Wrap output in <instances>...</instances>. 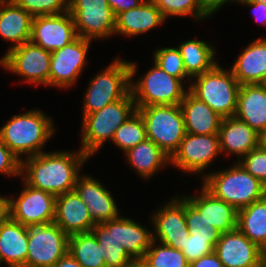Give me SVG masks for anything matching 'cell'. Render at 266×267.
<instances>
[{
	"instance_id": "42",
	"label": "cell",
	"mask_w": 266,
	"mask_h": 267,
	"mask_svg": "<svg viewBox=\"0 0 266 267\" xmlns=\"http://www.w3.org/2000/svg\"><path fill=\"white\" fill-rule=\"evenodd\" d=\"M21 161L0 140V174L20 177Z\"/></svg>"
},
{
	"instance_id": "12",
	"label": "cell",
	"mask_w": 266,
	"mask_h": 267,
	"mask_svg": "<svg viewBox=\"0 0 266 267\" xmlns=\"http://www.w3.org/2000/svg\"><path fill=\"white\" fill-rule=\"evenodd\" d=\"M219 135H194L186 133L178 150L170 158V165L185 174H201L205 178V171L217 156H221Z\"/></svg>"
},
{
	"instance_id": "5",
	"label": "cell",
	"mask_w": 266,
	"mask_h": 267,
	"mask_svg": "<svg viewBox=\"0 0 266 267\" xmlns=\"http://www.w3.org/2000/svg\"><path fill=\"white\" fill-rule=\"evenodd\" d=\"M136 110L135 100L129 92L124 98L84 116L81 121L80 149L92 158L107 140L112 141L117 128Z\"/></svg>"
},
{
	"instance_id": "24",
	"label": "cell",
	"mask_w": 266,
	"mask_h": 267,
	"mask_svg": "<svg viewBox=\"0 0 266 267\" xmlns=\"http://www.w3.org/2000/svg\"><path fill=\"white\" fill-rule=\"evenodd\" d=\"M235 117L248 124L260 136L266 131V87L264 84L240 86Z\"/></svg>"
},
{
	"instance_id": "47",
	"label": "cell",
	"mask_w": 266,
	"mask_h": 267,
	"mask_svg": "<svg viewBox=\"0 0 266 267\" xmlns=\"http://www.w3.org/2000/svg\"><path fill=\"white\" fill-rule=\"evenodd\" d=\"M51 267H82L69 252Z\"/></svg>"
},
{
	"instance_id": "3",
	"label": "cell",
	"mask_w": 266,
	"mask_h": 267,
	"mask_svg": "<svg viewBox=\"0 0 266 267\" xmlns=\"http://www.w3.org/2000/svg\"><path fill=\"white\" fill-rule=\"evenodd\" d=\"M230 167L216 172H206L202 185L216 198L237 210L266 195V186L249 174L239 162L236 161Z\"/></svg>"
},
{
	"instance_id": "28",
	"label": "cell",
	"mask_w": 266,
	"mask_h": 267,
	"mask_svg": "<svg viewBox=\"0 0 266 267\" xmlns=\"http://www.w3.org/2000/svg\"><path fill=\"white\" fill-rule=\"evenodd\" d=\"M125 160L129 163V167L135 173L143 178L142 180H149L163 167L170 165V157L159 148L152 140L145 139L130 148L124 153Z\"/></svg>"
},
{
	"instance_id": "39",
	"label": "cell",
	"mask_w": 266,
	"mask_h": 267,
	"mask_svg": "<svg viewBox=\"0 0 266 267\" xmlns=\"http://www.w3.org/2000/svg\"><path fill=\"white\" fill-rule=\"evenodd\" d=\"M185 219L189 235L200 238H220L221 232L206 223L200 212L185 198Z\"/></svg>"
},
{
	"instance_id": "6",
	"label": "cell",
	"mask_w": 266,
	"mask_h": 267,
	"mask_svg": "<svg viewBox=\"0 0 266 267\" xmlns=\"http://www.w3.org/2000/svg\"><path fill=\"white\" fill-rule=\"evenodd\" d=\"M240 86L232 71L219 63L188 83L189 91L222 118L235 116Z\"/></svg>"
},
{
	"instance_id": "7",
	"label": "cell",
	"mask_w": 266,
	"mask_h": 267,
	"mask_svg": "<svg viewBox=\"0 0 266 267\" xmlns=\"http://www.w3.org/2000/svg\"><path fill=\"white\" fill-rule=\"evenodd\" d=\"M130 92L129 61L116 57L102 71L92 76L83 94L82 116L101 110Z\"/></svg>"
},
{
	"instance_id": "41",
	"label": "cell",
	"mask_w": 266,
	"mask_h": 267,
	"mask_svg": "<svg viewBox=\"0 0 266 267\" xmlns=\"http://www.w3.org/2000/svg\"><path fill=\"white\" fill-rule=\"evenodd\" d=\"M219 239L220 238H200L189 235L181 251L185 255L188 263H191L212 253Z\"/></svg>"
},
{
	"instance_id": "2",
	"label": "cell",
	"mask_w": 266,
	"mask_h": 267,
	"mask_svg": "<svg viewBox=\"0 0 266 267\" xmlns=\"http://www.w3.org/2000/svg\"><path fill=\"white\" fill-rule=\"evenodd\" d=\"M56 131L53 119L38 109L14 114L0 127V140L20 160L43 153ZM25 155V157H24Z\"/></svg>"
},
{
	"instance_id": "22",
	"label": "cell",
	"mask_w": 266,
	"mask_h": 267,
	"mask_svg": "<svg viewBox=\"0 0 266 267\" xmlns=\"http://www.w3.org/2000/svg\"><path fill=\"white\" fill-rule=\"evenodd\" d=\"M28 227L8 215L0 222V261L7 267H26Z\"/></svg>"
},
{
	"instance_id": "21",
	"label": "cell",
	"mask_w": 266,
	"mask_h": 267,
	"mask_svg": "<svg viewBox=\"0 0 266 267\" xmlns=\"http://www.w3.org/2000/svg\"><path fill=\"white\" fill-rule=\"evenodd\" d=\"M218 135L221 153L236 156L237 162L261 144L260 135L235 116L222 119Z\"/></svg>"
},
{
	"instance_id": "37",
	"label": "cell",
	"mask_w": 266,
	"mask_h": 267,
	"mask_svg": "<svg viewBox=\"0 0 266 267\" xmlns=\"http://www.w3.org/2000/svg\"><path fill=\"white\" fill-rule=\"evenodd\" d=\"M153 61L158 64L169 75L174 76L187 83H191V77L186 73L183 58L177 47L156 48ZM187 79V80H186Z\"/></svg>"
},
{
	"instance_id": "19",
	"label": "cell",
	"mask_w": 266,
	"mask_h": 267,
	"mask_svg": "<svg viewBox=\"0 0 266 267\" xmlns=\"http://www.w3.org/2000/svg\"><path fill=\"white\" fill-rule=\"evenodd\" d=\"M54 223L68 236L91 232L95 226L87 205L75 190L56 196Z\"/></svg>"
},
{
	"instance_id": "35",
	"label": "cell",
	"mask_w": 266,
	"mask_h": 267,
	"mask_svg": "<svg viewBox=\"0 0 266 267\" xmlns=\"http://www.w3.org/2000/svg\"><path fill=\"white\" fill-rule=\"evenodd\" d=\"M143 261L148 267H189V263L181 250L156 240L152 241Z\"/></svg>"
},
{
	"instance_id": "23",
	"label": "cell",
	"mask_w": 266,
	"mask_h": 267,
	"mask_svg": "<svg viewBox=\"0 0 266 267\" xmlns=\"http://www.w3.org/2000/svg\"><path fill=\"white\" fill-rule=\"evenodd\" d=\"M230 70L240 85L264 84L266 80V37L251 41L239 54Z\"/></svg>"
},
{
	"instance_id": "16",
	"label": "cell",
	"mask_w": 266,
	"mask_h": 267,
	"mask_svg": "<svg viewBox=\"0 0 266 267\" xmlns=\"http://www.w3.org/2000/svg\"><path fill=\"white\" fill-rule=\"evenodd\" d=\"M77 37L69 11L58 15L36 16L32 19L30 41L46 51L61 49Z\"/></svg>"
},
{
	"instance_id": "32",
	"label": "cell",
	"mask_w": 266,
	"mask_h": 267,
	"mask_svg": "<svg viewBox=\"0 0 266 267\" xmlns=\"http://www.w3.org/2000/svg\"><path fill=\"white\" fill-rule=\"evenodd\" d=\"M92 232L99 241L106 267H128L134 261L114 237V219L95 224Z\"/></svg>"
},
{
	"instance_id": "52",
	"label": "cell",
	"mask_w": 266,
	"mask_h": 267,
	"mask_svg": "<svg viewBox=\"0 0 266 267\" xmlns=\"http://www.w3.org/2000/svg\"><path fill=\"white\" fill-rule=\"evenodd\" d=\"M246 1H251V2H260V1H264V2H266V0H246Z\"/></svg>"
},
{
	"instance_id": "14",
	"label": "cell",
	"mask_w": 266,
	"mask_h": 267,
	"mask_svg": "<svg viewBox=\"0 0 266 267\" xmlns=\"http://www.w3.org/2000/svg\"><path fill=\"white\" fill-rule=\"evenodd\" d=\"M93 40L77 37L68 45L51 52L49 86L70 89L79 80L87 63Z\"/></svg>"
},
{
	"instance_id": "43",
	"label": "cell",
	"mask_w": 266,
	"mask_h": 267,
	"mask_svg": "<svg viewBox=\"0 0 266 267\" xmlns=\"http://www.w3.org/2000/svg\"><path fill=\"white\" fill-rule=\"evenodd\" d=\"M237 4H242L243 6H247L252 9V13H254L255 20L258 23H263L262 25H266V2H251L246 0H238Z\"/></svg>"
},
{
	"instance_id": "49",
	"label": "cell",
	"mask_w": 266,
	"mask_h": 267,
	"mask_svg": "<svg viewBox=\"0 0 266 267\" xmlns=\"http://www.w3.org/2000/svg\"><path fill=\"white\" fill-rule=\"evenodd\" d=\"M128 267H148L143 260L132 261Z\"/></svg>"
},
{
	"instance_id": "15",
	"label": "cell",
	"mask_w": 266,
	"mask_h": 267,
	"mask_svg": "<svg viewBox=\"0 0 266 267\" xmlns=\"http://www.w3.org/2000/svg\"><path fill=\"white\" fill-rule=\"evenodd\" d=\"M159 208H156V211H153L154 213L152 212L150 218L151 230L154 231L153 239L182 250L186 239L189 237L185 219V197L183 195H175Z\"/></svg>"
},
{
	"instance_id": "44",
	"label": "cell",
	"mask_w": 266,
	"mask_h": 267,
	"mask_svg": "<svg viewBox=\"0 0 266 267\" xmlns=\"http://www.w3.org/2000/svg\"><path fill=\"white\" fill-rule=\"evenodd\" d=\"M108 4L116 17L123 11H127L138 7L141 5L145 0H107Z\"/></svg>"
},
{
	"instance_id": "29",
	"label": "cell",
	"mask_w": 266,
	"mask_h": 267,
	"mask_svg": "<svg viewBox=\"0 0 266 267\" xmlns=\"http://www.w3.org/2000/svg\"><path fill=\"white\" fill-rule=\"evenodd\" d=\"M114 237L134 261L143 260L154 240L153 231L121 215L114 219Z\"/></svg>"
},
{
	"instance_id": "31",
	"label": "cell",
	"mask_w": 266,
	"mask_h": 267,
	"mask_svg": "<svg viewBox=\"0 0 266 267\" xmlns=\"http://www.w3.org/2000/svg\"><path fill=\"white\" fill-rule=\"evenodd\" d=\"M237 228L263 249L266 245V195L238 210Z\"/></svg>"
},
{
	"instance_id": "1",
	"label": "cell",
	"mask_w": 266,
	"mask_h": 267,
	"mask_svg": "<svg viewBox=\"0 0 266 267\" xmlns=\"http://www.w3.org/2000/svg\"><path fill=\"white\" fill-rule=\"evenodd\" d=\"M89 159L80 148L44 151L21 161L20 178L33 188L59 196L74 190L81 169Z\"/></svg>"
},
{
	"instance_id": "50",
	"label": "cell",
	"mask_w": 266,
	"mask_h": 267,
	"mask_svg": "<svg viewBox=\"0 0 266 267\" xmlns=\"http://www.w3.org/2000/svg\"><path fill=\"white\" fill-rule=\"evenodd\" d=\"M262 261H263V267H266V245L262 249Z\"/></svg>"
},
{
	"instance_id": "38",
	"label": "cell",
	"mask_w": 266,
	"mask_h": 267,
	"mask_svg": "<svg viewBox=\"0 0 266 267\" xmlns=\"http://www.w3.org/2000/svg\"><path fill=\"white\" fill-rule=\"evenodd\" d=\"M32 17L58 15L69 11V0H13Z\"/></svg>"
},
{
	"instance_id": "51",
	"label": "cell",
	"mask_w": 266,
	"mask_h": 267,
	"mask_svg": "<svg viewBox=\"0 0 266 267\" xmlns=\"http://www.w3.org/2000/svg\"><path fill=\"white\" fill-rule=\"evenodd\" d=\"M261 145L266 148V131L260 136Z\"/></svg>"
},
{
	"instance_id": "26",
	"label": "cell",
	"mask_w": 266,
	"mask_h": 267,
	"mask_svg": "<svg viewBox=\"0 0 266 267\" xmlns=\"http://www.w3.org/2000/svg\"><path fill=\"white\" fill-rule=\"evenodd\" d=\"M180 107L186 133L194 135L218 134L223 118L190 91L186 93Z\"/></svg>"
},
{
	"instance_id": "11",
	"label": "cell",
	"mask_w": 266,
	"mask_h": 267,
	"mask_svg": "<svg viewBox=\"0 0 266 267\" xmlns=\"http://www.w3.org/2000/svg\"><path fill=\"white\" fill-rule=\"evenodd\" d=\"M69 236L54 222L28 226L26 267H51L68 252Z\"/></svg>"
},
{
	"instance_id": "53",
	"label": "cell",
	"mask_w": 266,
	"mask_h": 267,
	"mask_svg": "<svg viewBox=\"0 0 266 267\" xmlns=\"http://www.w3.org/2000/svg\"><path fill=\"white\" fill-rule=\"evenodd\" d=\"M6 1H8V0H0V4H2L3 2H6Z\"/></svg>"
},
{
	"instance_id": "18",
	"label": "cell",
	"mask_w": 266,
	"mask_h": 267,
	"mask_svg": "<svg viewBox=\"0 0 266 267\" xmlns=\"http://www.w3.org/2000/svg\"><path fill=\"white\" fill-rule=\"evenodd\" d=\"M80 174L74 190L88 207L89 215L95 224L116 219L120 216L113 194L98 178Z\"/></svg>"
},
{
	"instance_id": "34",
	"label": "cell",
	"mask_w": 266,
	"mask_h": 267,
	"mask_svg": "<svg viewBox=\"0 0 266 267\" xmlns=\"http://www.w3.org/2000/svg\"><path fill=\"white\" fill-rule=\"evenodd\" d=\"M145 124L136 111L115 131L112 143L124 153L146 139Z\"/></svg>"
},
{
	"instance_id": "48",
	"label": "cell",
	"mask_w": 266,
	"mask_h": 267,
	"mask_svg": "<svg viewBox=\"0 0 266 267\" xmlns=\"http://www.w3.org/2000/svg\"><path fill=\"white\" fill-rule=\"evenodd\" d=\"M7 216V199L4 195L0 196V222Z\"/></svg>"
},
{
	"instance_id": "13",
	"label": "cell",
	"mask_w": 266,
	"mask_h": 267,
	"mask_svg": "<svg viewBox=\"0 0 266 267\" xmlns=\"http://www.w3.org/2000/svg\"><path fill=\"white\" fill-rule=\"evenodd\" d=\"M22 183L18 197H6L7 215L27 227L54 222L56 196Z\"/></svg>"
},
{
	"instance_id": "45",
	"label": "cell",
	"mask_w": 266,
	"mask_h": 267,
	"mask_svg": "<svg viewBox=\"0 0 266 267\" xmlns=\"http://www.w3.org/2000/svg\"><path fill=\"white\" fill-rule=\"evenodd\" d=\"M200 5L203 9V11L211 17V15L215 14L217 11H219L220 8H222L225 4L229 3H238V0H199Z\"/></svg>"
},
{
	"instance_id": "4",
	"label": "cell",
	"mask_w": 266,
	"mask_h": 267,
	"mask_svg": "<svg viewBox=\"0 0 266 267\" xmlns=\"http://www.w3.org/2000/svg\"><path fill=\"white\" fill-rule=\"evenodd\" d=\"M130 65V92L135 100L136 109L150 105H180L189 88L185 83L169 75L155 62L145 74L134 77L138 71L137 62Z\"/></svg>"
},
{
	"instance_id": "33",
	"label": "cell",
	"mask_w": 266,
	"mask_h": 267,
	"mask_svg": "<svg viewBox=\"0 0 266 267\" xmlns=\"http://www.w3.org/2000/svg\"><path fill=\"white\" fill-rule=\"evenodd\" d=\"M68 252L82 267H106L99 241L92 231L70 235Z\"/></svg>"
},
{
	"instance_id": "20",
	"label": "cell",
	"mask_w": 266,
	"mask_h": 267,
	"mask_svg": "<svg viewBox=\"0 0 266 267\" xmlns=\"http://www.w3.org/2000/svg\"><path fill=\"white\" fill-rule=\"evenodd\" d=\"M199 195L183 196L200 212L203 220L221 233L237 228L238 210L223 200L216 198L203 185Z\"/></svg>"
},
{
	"instance_id": "25",
	"label": "cell",
	"mask_w": 266,
	"mask_h": 267,
	"mask_svg": "<svg viewBox=\"0 0 266 267\" xmlns=\"http://www.w3.org/2000/svg\"><path fill=\"white\" fill-rule=\"evenodd\" d=\"M166 22L165 17L151 0H145L133 9L123 11L115 19V35L134 37L146 34Z\"/></svg>"
},
{
	"instance_id": "17",
	"label": "cell",
	"mask_w": 266,
	"mask_h": 267,
	"mask_svg": "<svg viewBox=\"0 0 266 267\" xmlns=\"http://www.w3.org/2000/svg\"><path fill=\"white\" fill-rule=\"evenodd\" d=\"M214 252L224 267H263L262 249L238 228L221 233Z\"/></svg>"
},
{
	"instance_id": "40",
	"label": "cell",
	"mask_w": 266,
	"mask_h": 267,
	"mask_svg": "<svg viewBox=\"0 0 266 267\" xmlns=\"http://www.w3.org/2000/svg\"><path fill=\"white\" fill-rule=\"evenodd\" d=\"M244 169L266 186V148L261 144L238 161Z\"/></svg>"
},
{
	"instance_id": "46",
	"label": "cell",
	"mask_w": 266,
	"mask_h": 267,
	"mask_svg": "<svg viewBox=\"0 0 266 267\" xmlns=\"http://www.w3.org/2000/svg\"><path fill=\"white\" fill-rule=\"evenodd\" d=\"M189 267H224L217 254L213 251L196 261L189 263Z\"/></svg>"
},
{
	"instance_id": "27",
	"label": "cell",
	"mask_w": 266,
	"mask_h": 267,
	"mask_svg": "<svg viewBox=\"0 0 266 267\" xmlns=\"http://www.w3.org/2000/svg\"><path fill=\"white\" fill-rule=\"evenodd\" d=\"M33 17L13 0L0 4V36L11 42L8 50L31 39Z\"/></svg>"
},
{
	"instance_id": "30",
	"label": "cell",
	"mask_w": 266,
	"mask_h": 267,
	"mask_svg": "<svg viewBox=\"0 0 266 267\" xmlns=\"http://www.w3.org/2000/svg\"><path fill=\"white\" fill-rule=\"evenodd\" d=\"M212 45L207 41L193 38L177 46L183 58L186 73L191 78L211 70L218 63L215 60L217 51Z\"/></svg>"
},
{
	"instance_id": "9",
	"label": "cell",
	"mask_w": 266,
	"mask_h": 267,
	"mask_svg": "<svg viewBox=\"0 0 266 267\" xmlns=\"http://www.w3.org/2000/svg\"><path fill=\"white\" fill-rule=\"evenodd\" d=\"M51 52L31 41L7 50L0 58V66L21 76L24 83L49 86Z\"/></svg>"
},
{
	"instance_id": "8",
	"label": "cell",
	"mask_w": 266,
	"mask_h": 267,
	"mask_svg": "<svg viewBox=\"0 0 266 267\" xmlns=\"http://www.w3.org/2000/svg\"><path fill=\"white\" fill-rule=\"evenodd\" d=\"M136 111L144 121L147 139L171 158L186 134L180 105H150Z\"/></svg>"
},
{
	"instance_id": "36",
	"label": "cell",
	"mask_w": 266,
	"mask_h": 267,
	"mask_svg": "<svg viewBox=\"0 0 266 267\" xmlns=\"http://www.w3.org/2000/svg\"><path fill=\"white\" fill-rule=\"evenodd\" d=\"M162 15L169 17L192 16L195 21L205 20L209 16L203 11L199 0H151Z\"/></svg>"
},
{
	"instance_id": "10",
	"label": "cell",
	"mask_w": 266,
	"mask_h": 267,
	"mask_svg": "<svg viewBox=\"0 0 266 267\" xmlns=\"http://www.w3.org/2000/svg\"><path fill=\"white\" fill-rule=\"evenodd\" d=\"M69 12L79 37L105 40L115 36V19L107 0H69Z\"/></svg>"
}]
</instances>
